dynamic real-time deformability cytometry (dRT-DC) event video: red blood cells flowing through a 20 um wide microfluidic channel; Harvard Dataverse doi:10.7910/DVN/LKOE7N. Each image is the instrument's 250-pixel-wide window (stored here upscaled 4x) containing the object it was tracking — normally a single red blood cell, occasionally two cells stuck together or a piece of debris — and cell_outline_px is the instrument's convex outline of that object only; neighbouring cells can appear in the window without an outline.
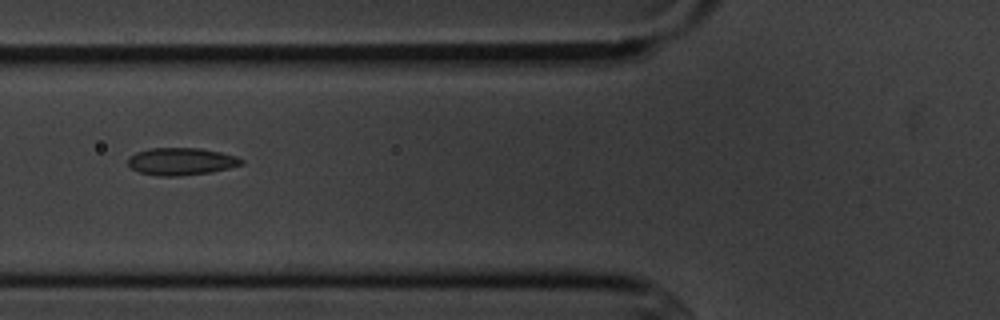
{"species": "common noctule bat (a hibernating species)", "species_latin": "Nyctalus noctula", "temperature_condition": "cold", "stored_images_in_passage": 8, "camera_frame_rate_fps": 3000, "um_per_image_px": 0.085, "animal": {"sex": "male", "body_mass_g": 20.1, "forearm_length_mm": 53.5}, "frame": {"image": 1, "passage_image": 7, "time_ms": 6.667, "image_size_px": [1000, 320], "cell_outline_px": [[244, 164], [212, 172], [176, 176], [160, 176], [140, 172], [132, 168], [128, 164], [128, 156], [136, 152], [148, 148], [200, 148], [220, 152], [236, 156], [244, 160]], "centroid_in_image_um": [15.4, 13.71], "position_along_channel_um": 110.4, "area_um2": 18.09}}
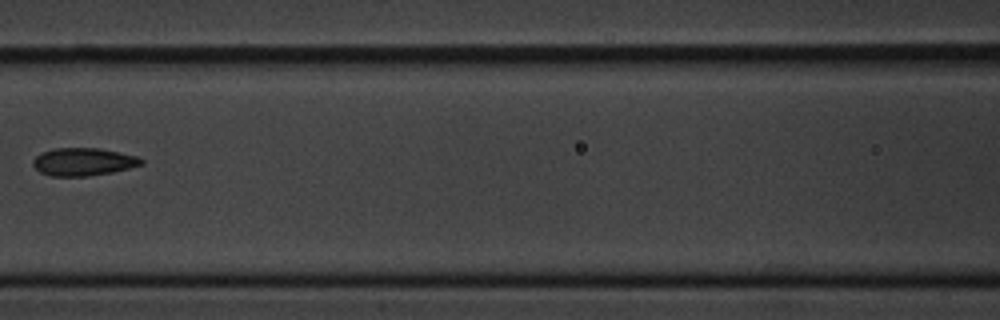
{"frame": {"image": 2, "passage_image": 8, "time_ms": 8.0, "image_size_px": [1000, 320], "cell_outline_px": [[144, 164], [112, 172], [88, 176], [48, 176], [40, 172], [32, 164], [32, 160], [40, 152], [56, 148], [100, 148], [136, 156], [144, 160]], "centroid_in_image_um": [7.05, 13.75], "position_along_channel_um": 159.5, "area_um2": 17.57}}